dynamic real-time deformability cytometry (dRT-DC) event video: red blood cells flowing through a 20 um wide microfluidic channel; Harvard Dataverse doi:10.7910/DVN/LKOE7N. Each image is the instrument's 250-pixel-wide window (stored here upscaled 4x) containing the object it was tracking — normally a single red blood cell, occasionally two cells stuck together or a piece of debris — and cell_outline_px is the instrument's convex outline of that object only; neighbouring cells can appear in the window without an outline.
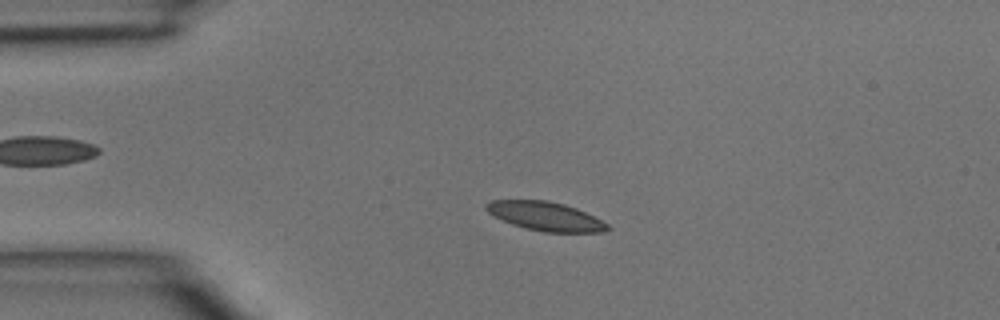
{"species": "common noctule bat (a hibernating species)", "species_latin": "Nyctalus noctula", "temperature_condition": "room temperature", "stored_images_in_passage": 44, "camera_frame_rate_fps": 3000, "um_per_image_px": 0.085, "animal": {"sex": "male", "body_mass_g": 15.6}, "frame": {"image": 1, "passage_image": 9, "time_ms": 2.667, "image_size_px": [1000, 320], "cell_outline_px": [[612, 228], [604, 232], [544, 232], [512, 224], [488, 212], [484, 208], [484, 204], [492, 200], [548, 200], [564, 204], [576, 208], [608, 224]], "centroid_in_image_um": [46.37, 18.37], "position_along_channel_um": 38.6, "area_um2": 20.17}}
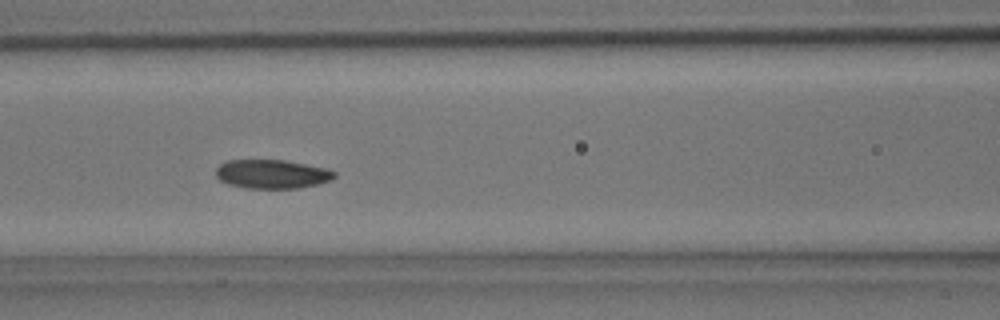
{"frame": {"image": 2, "passage_image": 18, "time_ms": 5.667, "image_size_px": [1000, 320], "cell_outline_px": [[336, 176], [332, 180], [300, 188], [244, 188], [228, 184], [220, 180], [216, 176], [216, 168], [220, 164], [228, 160], [284, 160], [328, 168], [336, 172]], "centroid_in_image_um": [23.13, 14.79], "position_along_channel_um": 143.5, "area_um2": 20.06}}
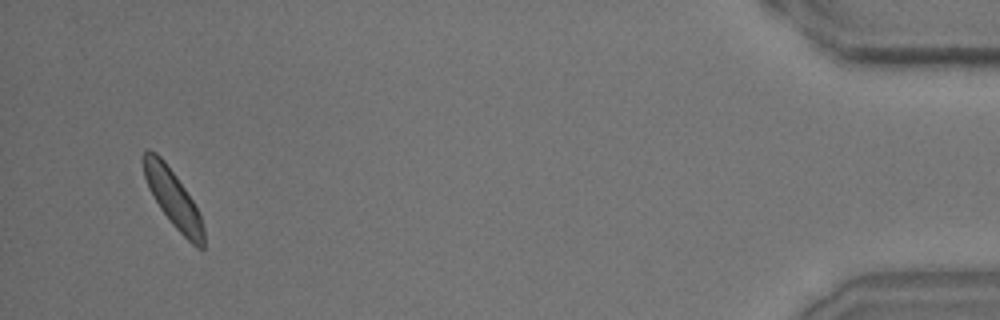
{"frame": {"image": 3, "passage_image": 42, "time_ms": 13.667, "image_size_px": [1000, 320], "cell_outline_px": [[204, 248], [196, 248], [172, 224], [160, 208], [148, 188], [144, 176], [144, 152], [148, 148], [156, 152], [164, 160], [176, 176], [200, 212], [204, 228]], "centroid_in_image_um": [14.73, 16.89], "position_along_channel_um": 420.5, "area_um2": 19.83}}